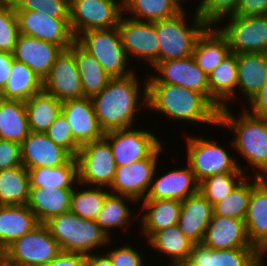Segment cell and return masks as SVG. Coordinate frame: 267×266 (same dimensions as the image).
Masks as SVG:
<instances>
[{"instance_id":"f546056e","label":"cell","mask_w":267,"mask_h":266,"mask_svg":"<svg viewBox=\"0 0 267 266\" xmlns=\"http://www.w3.org/2000/svg\"><path fill=\"white\" fill-rule=\"evenodd\" d=\"M39 224L27 205H0V246L5 250Z\"/></svg>"},{"instance_id":"60d3db41","label":"cell","mask_w":267,"mask_h":266,"mask_svg":"<svg viewBox=\"0 0 267 266\" xmlns=\"http://www.w3.org/2000/svg\"><path fill=\"white\" fill-rule=\"evenodd\" d=\"M260 180L248 174L228 196L213 205V215L245 220L252 188Z\"/></svg>"},{"instance_id":"e575fe53","label":"cell","mask_w":267,"mask_h":266,"mask_svg":"<svg viewBox=\"0 0 267 266\" xmlns=\"http://www.w3.org/2000/svg\"><path fill=\"white\" fill-rule=\"evenodd\" d=\"M27 170L30 188L73 189L78 184L76 157H71L65 164L53 168L36 167Z\"/></svg>"},{"instance_id":"c3c4849f","label":"cell","mask_w":267,"mask_h":266,"mask_svg":"<svg viewBox=\"0 0 267 266\" xmlns=\"http://www.w3.org/2000/svg\"><path fill=\"white\" fill-rule=\"evenodd\" d=\"M111 242L114 244V240L111 239L107 246V250L105 253L109 256L112 261L113 266H144L145 258H143V254L141 255L134 246L129 244H123L120 247L114 248L113 247L109 250V246ZM110 244V245H109Z\"/></svg>"},{"instance_id":"7bdbcfd3","label":"cell","mask_w":267,"mask_h":266,"mask_svg":"<svg viewBox=\"0 0 267 266\" xmlns=\"http://www.w3.org/2000/svg\"><path fill=\"white\" fill-rule=\"evenodd\" d=\"M247 176L245 172H224L199 183V192L212 204L223 200Z\"/></svg>"},{"instance_id":"ee69618b","label":"cell","mask_w":267,"mask_h":266,"mask_svg":"<svg viewBox=\"0 0 267 266\" xmlns=\"http://www.w3.org/2000/svg\"><path fill=\"white\" fill-rule=\"evenodd\" d=\"M239 0H202L195 12L207 26H217L235 15Z\"/></svg>"},{"instance_id":"7a4b0ae2","label":"cell","mask_w":267,"mask_h":266,"mask_svg":"<svg viewBox=\"0 0 267 266\" xmlns=\"http://www.w3.org/2000/svg\"><path fill=\"white\" fill-rule=\"evenodd\" d=\"M146 110L190 125L216 126L219 120V110L202 93L169 83H147Z\"/></svg>"},{"instance_id":"7dc6e473","label":"cell","mask_w":267,"mask_h":266,"mask_svg":"<svg viewBox=\"0 0 267 266\" xmlns=\"http://www.w3.org/2000/svg\"><path fill=\"white\" fill-rule=\"evenodd\" d=\"M45 134L57 145L64 148L72 157H75L80 146L74 140L70 124L61 113L50 125Z\"/></svg>"},{"instance_id":"db71d44e","label":"cell","mask_w":267,"mask_h":266,"mask_svg":"<svg viewBox=\"0 0 267 266\" xmlns=\"http://www.w3.org/2000/svg\"><path fill=\"white\" fill-rule=\"evenodd\" d=\"M14 60L13 53L0 51V92L9 79Z\"/></svg>"},{"instance_id":"8fae6325","label":"cell","mask_w":267,"mask_h":266,"mask_svg":"<svg viewBox=\"0 0 267 266\" xmlns=\"http://www.w3.org/2000/svg\"><path fill=\"white\" fill-rule=\"evenodd\" d=\"M104 139L111 147L116 167L149 158L162 145L153 130L134 126L106 132Z\"/></svg>"},{"instance_id":"681fc988","label":"cell","mask_w":267,"mask_h":266,"mask_svg":"<svg viewBox=\"0 0 267 266\" xmlns=\"http://www.w3.org/2000/svg\"><path fill=\"white\" fill-rule=\"evenodd\" d=\"M22 165L21 144L0 139V171Z\"/></svg>"},{"instance_id":"3957f363","label":"cell","mask_w":267,"mask_h":266,"mask_svg":"<svg viewBox=\"0 0 267 266\" xmlns=\"http://www.w3.org/2000/svg\"><path fill=\"white\" fill-rule=\"evenodd\" d=\"M240 111L234 115L232 109L221 108L217 127L235 134L232 148L253 167L252 176L262 177L267 172V119L251 115L244 107Z\"/></svg>"},{"instance_id":"6f0895ef","label":"cell","mask_w":267,"mask_h":266,"mask_svg":"<svg viewBox=\"0 0 267 266\" xmlns=\"http://www.w3.org/2000/svg\"><path fill=\"white\" fill-rule=\"evenodd\" d=\"M184 1V2H183ZM187 0H177V2L184 8V5L182 3H185ZM199 1V0H198ZM201 1H199L198 5L200 4Z\"/></svg>"},{"instance_id":"f6af8a7d","label":"cell","mask_w":267,"mask_h":266,"mask_svg":"<svg viewBox=\"0 0 267 266\" xmlns=\"http://www.w3.org/2000/svg\"><path fill=\"white\" fill-rule=\"evenodd\" d=\"M19 35L15 8L8 0L0 6V51L13 53Z\"/></svg>"},{"instance_id":"74e56055","label":"cell","mask_w":267,"mask_h":266,"mask_svg":"<svg viewBox=\"0 0 267 266\" xmlns=\"http://www.w3.org/2000/svg\"><path fill=\"white\" fill-rule=\"evenodd\" d=\"M29 132L24 101L0 98V139L21 143Z\"/></svg>"},{"instance_id":"91938a15","label":"cell","mask_w":267,"mask_h":266,"mask_svg":"<svg viewBox=\"0 0 267 266\" xmlns=\"http://www.w3.org/2000/svg\"><path fill=\"white\" fill-rule=\"evenodd\" d=\"M8 0H0V6L6 3Z\"/></svg>"},{"instance_id":"8992f818","label":"cell","mask_w":267,"mask_h":266,"mask_svg":"<svg viewBox=\"0 0 267 266\" xmlns=\"http://www.w3.org/2000/svg\"><path fill=\"white\" fill-rule=\"evenodd\" d=\"M186 139V159L198 183L206 178L224 172H246L251 167H242L225 145L215 142L213 138L192 135ZM245 169V170H244Z\"/></svg>"},{"instance_id":"83f0119b","label":"cell","mask_w":267,"mask_h":266,"mask_svg":"<svg viewBox=\"0 0 267 266\" xmlns=\"http://www.w3.org/2000/svg\"><path fill=\"white\" fill-rule=\"evenodd\" d=\"M236 58L237 91L240 90L238 95L243 94L247 103L257 95L267 79V53H240Z\"/></svg>"},{"instance_id":"30bf717a","label":"cell","mask_w":267,"mask_h":266,"mask_svg":"<svg viewBox=\"0 0 267 266\" xmlns=\"http://www.w3.org/2000/svg\"><path fill=\"white\" fill-rule=\"evenodd\" d=\"M75 157L78 183L85 186L110 187L116 164L111 147L104 138L81 146Z\"/></svg>"},{"instance_id":"7c38bea8","label":"cell","mask_w":267,"mask_h":266,"mask_svg":"<svg viewBox=\"0 0 267 266\" xmlns=\"http://www.w3.org/2000/svg\"><path fill=\"white\" fill-rule=\"evenodd\" d=\"M121 0H70L69 20L75 38L87 30L118 26Z\"/></svg>"},{"instance_id":"1f68e13d","label":"cell","mask_w":267,"mask_h":266,"mask_svg":"<svg viewBox=\"0 0 267 266\" xmlns=\"http://www.w3.org/2000/svg\"><path fill=\"white\" fill-rule=\"evenodd\" d=\"M129 201V202H127ZM131 204L138 203L131 197L115 195L109 193L104 199L101 210L98 212L95 222L99 227L106 233V235L113 239V230H124L123 232H128L129 222L134 221V208L130 209ZM129 203V206H128ZM133 210V211H132ZM133 214V215H132ZM132 219V220H131ZM116 228V229H115ZM112 232V233H111Z\"/></svg>"},{"instance_id":"b9f144b4","label":"cell","mask_w":267,"mask_h":266,"mask_svg":"<svg viewBox=\"0 0 267 266\" xmlns=\"http://www.w3.org/2000/svg\"><path fill=\"white\" fill-rule=\"evenodd\" d=\"M76 187H80L81 189ZM84 187L86 186L78 183L73 188L70 202V211L83 219L95 220L97 218L98 212L102 208L104 199L110 193V191L105 187Z\"/></svg>"},{"instance_id":"6da1fadb","label":"cell","mask_w":267,"mask_h":266,"mask_svg":"<svg viewBox=\"0 0 267 266\" xmlns=\"http://www.w3.org/2000/svg\"><path fill=\"white\" fill-rule=\"evenodd\" d=\"M138 79L136 72L111 78L106 87L91 98L99 125L105 133L137 127L134 125L137 124L136 115L147 109V79H144V88Z\"/></svg>"},{"instance_id":"484cf974","label":"cell","mask_w":267,"mask_h":266,"mask_svg":"<svg viewBox=\"0 0 267 266\" xmlns=\"http://www.w3.org/2000/svg\"><path fill=\"white\" fill-rule=\"evenodd\" d=\"M208 77L209 101L218 110L229 108L233 99H239L236 92L238 67L235 53L225 58Z\"/></svg>"},{"instance_id":"ba28073f","label":"cell","mask_w":267,"mask_h":266,"mask_svg":"<svg viewBox=\"0 0 267 266\" xmlns=\"http://www.w3.org/2000/svg\"><path fill=\"white\" fill-rule=\"evenodd\" d=\"M60 252L56 239L40 223L5 249V261L13 266H47Z\"/></svg>"},{"instance_id":"8d00e7d4","label":"cell","mask_w":267,"mask_h":266,"mask_svg":"<svg viewBox=\"0 0 267 266\" xmlns=\"http://www.w3.org/2000/svg\"><path fill=\"white\" fill-rule=\"evenodd\" d=\"M42 90L43 80L24 63L14 60L9 79L0 92V98L25 102Z\"/></svg>"},{"instance_id":"2e32d148","label":"cell","mask_w":267,"mask_h":266,"mask_svg":"<svg viewBox=\"0 0 267 266\" xmlns=\"http://www.w3.org/2000/svg\"><path fill=\"white\" fill-rule=\"evenodd\" d=\"M151 75L146 74L147 83H169L202 93L209 100L208 75L196 64L192 56L158 61ZM157 72V74H156Z\"/></svg>"},{"instance_id":"f907efd6","label":"cell","mask_w":267,"mask_h":266,"mask_svg":"<svg viewBox=\"0 0 267 266\" xmlns=\"http://www.w3.org/2000/svg\"><path fill=\"white\" fill-rule=\"evenodd\" d=\"M248 103L242 107H245L244 109L251 115L267 119V79L257 95Z\"/></svg>"},{"instance_id":"cb8c5ba5","label":"cell","mask_w":267,"mask_h":266,"mask_svg":"<svg viewBox=\"0 0 267 266\" xmlns=\"http://www.w3.org/2000/svg\"><path fill=\"white\" fill-rule=\"evenodd\" d=\"M213 216V205L198 191L181 202L178 227L194 244H201Z\"/></svg>"},{"instance_id":"ab89813d","label":"cell","mask_w":267,"mask_h":266,"mask_svg":"<svg viewBox=\"0 0 267 266\" xmlns=\"http://www.w3.org/2000/svg\"><path fill=\"white\" fill-rule=\"evenodd\" d=\"M184 8L177 0H124L123 14L141 21H157L176 16ZM129 13V14H128Z\"/></svg>"},{"instance_id":"ac0fdd59","label":"cell","mask_w":267,"mask_h":266,"mask_svg":"<svg viewBox=\"0 0 267 266\" xmlns=\"http://www.w3.org/2000/svg\"><path fill=\"white\" fill-rule=\"evenodd\" d=\"M164 171L156 176L157 167L147 195L143 200H177L183 201L199 191V183L188 163L186 166Z\"/></svg>"},{"instance_id":"ffe728a7","label":"cell","mask_w":267,"mask_h":266,"mask_svg":"<svg viewBox=\"0 0 267 266\" xmlns=\"http://www.w3.org/2000/svg\"><path fill=\"white\" fill-rule=\"evenodd\" d=\"M61 113L70 124L76 143L81 147L104 138L91 98L68 99L62 101Z\"/></svg>"},{"instance_id":"680465c9","label":"cell","mask_w":267,"mask_h":266,"mask_svg":"<svg viewBox=\"0 0 267 266\" xmlns=\"http://www.w3.org/2000/svg\"><path fill=\"white\" fill-rule=\"evenodd\" d=\"M261 179L267 183V172L261 177Z\"/></svg>"},{"instance_id":"4fadbf2b","label":"cell","mask_w":267,"mask_h":266,"mask_svg":"<svg viewBox=\"0 0 267 266\" xmlns=\"http://www.w3.org/2000/svg\"><path fill=\"white\" fill-rule=\"evenodd\" d=\"M164 146L161 145L149 158L133 162L129 166L116 167L114 179L108 188L110 193L131 197L140 204L147 195L154 172L160 164L159 157L165 153Z\"/></svg>"},{"instance_id":"7402d4cb","label":"cell","mask_w":267,"mask_h":266,"mask_svg":"<svg viewBox=\"0 0 267 266\" xmlns=\"http://www.w3.org/2000/svg\"><path fill=\"white\" fill-rule=\"evenodd\" d=\"M22 165L26 169L56 167L65 164L72 156L55 144L45 133L30 131L20 143Z\"/></svg>"},{"instance_id":"816d5d0a","label":"cell","mask_w":267,"mask_h":266,"mask_svg":"<svg viewBox=\"0 0 267 266\" xmlns=\"http://www.w3.org/2000/svg\"><path fill=\"white\" fill-rule=\"evenodd\" d=\"M267 14V0H239L235 15H265Z\"/></svg>"},{"instance_id":"e0dca14e","label":"cell","mask_w":267,"mask_h":266,"mask_svg":"<svg viewBox=\"0 0 267 266\" xmlns=\"http://www.w3.org/2000/svg\"><path fill=\"white\" fill-rule=\"evenodd\" d=\"M43 90L60 101L83 98L81 78L74 54L63 50L43 80Z\"/></svg>"},{"instance_id":"94428289","label":"cell","mask_w":267,"mask_h":266,"mask_svg":"<svg viewBox=\"0 0 267 266\" xmlns=\"http://www.w3.org/2000/svg\"><path fill=\"white\" fill-rule=\"evenodd\" d=\"M1 266H13V265H10L5 261Z\"/></svg>"},{"instance_id":"603a6c76","label":"cell","mask_w":267,"mask_h":266,"mask_svg":"<svg viewBox=\"0 0 267 266\" xmlns=\"http://www.w3.org/2000/svg\"><path fill=\"white\" fill-rule=\"evenodd\" d=\"M211 249L255 248L251 245L244 220L213 215L202 243Z\"/></svg>"},{"instance_id":"4dcf8cb0","label":"cell","mask_w":267,"mask_h":266,"mask_svg":"<svg viewBox=\"0 0 267 266\" xmlns=\"http://www.w3.org/2000/svg\"><path fill=\"white\" fill-rule=\"evenodd\" d=\"M73 189L30 188L27 206L33 211L39 223L70 211Z\"/></svg>"},{"instance_id":"d4e9b609","label":"cell","mask_w":267,"mask_h":266,"mask_svg":"<svg viewBox=\"0 0 267 266\" xmlns=\"http://www.w3.org/2000/svg\"><path fill=\"white\" fill-rule=\"evenodd\" d=\"M244 222L251 245L267 256V183L262 179L252 188Z\"/></svg>"},{"instance_id":"277c9868","label":"cell","mask_w":267,"mask_h":266,"mask_svg":"<svg viewBox=\"0 0 267 266\" xmlns=\"http://www.w3.org/2000/svg\"><path fill=\"white\" fill-rule=\"evenodd\" d=\"M44 224L63 252L87 255L111 240L95 220L83 219L72 211L52 217Z\"/></svg>"},{"instance_id":"4316f807","label":"cell","mask_w":267,"mask_h":266,"mask_svg":"<svg viewBox=\"0 0 267 266\" xmlns=\"http://www.w3.org/2000/svg\"><path fill=\"white\" fill-rule=\"evenodd\" d=\"M227 38L216 26H208L197 38L192 57L208 76L231 54Z\"/></svg>"},{"instance_id":"9a60e30c","label":"cell","mask_w":267,"mask_h":266,"mask_svg":"<svg viewBox=\"0 0 267 266\" xmlns=\"http://www.w3.org/2000/svg\"><path fill=\"white\" fill-rule=\"evenodd\" d=\"M15 12L20 34L53 43L64 50L75 42L69 18H53L31 10H15Z\"/></svg>"},{"instance_id":"d6a6232c","label":"cell","mask_w":267,"mask_h":266,"mask_svg":"<svg viewBox=\"0 0 267 266\" xmlns=\"http://www.w3.org/2000/svg\"><path fill=\"white\" fill-rule=\"evenodd\" d=\"M147 245L166 254L168 266H183L189 259L194 243L186 238L178 225H174L155 232L148 240Z\"/></svg>"},{"instance_id":"d590c367","label":"cell","mask_w":267,"mask_h":266,"mask_svg":"<svg viewBox=\"0 0 267 266\" xmlns=\"http://www.w3.org/2000/svg\"><path fill=\"white\" fill-rule=\"evenodd\" d=\"M30 131L45 133L62 111V101L44 90L25 102Z\"/></svg>"},{"instance_id":"11a10c76","label":"cell","mask_w":267,"mask_h":266,"mask_svg":"<svg viewBox=\"0 0 267 266\" xmlns=\"http://www.w3.org/2000/svg\"><path fill=\"white\" fill-rule=\"evenodd\" d=\"M102 253L96 252L87 254V266H113L109 256L105 252Z\"/></svg>"},{"instance_id":"9f6ffc18","label":"cell","mask_w":267,"mask_h":266,"mask_svg":"<svg viewBox=\"0 0 267 266\" xmlns=\"http://www.w3.org/2000/svg\"><path fill=\"white\" fill-rule=\"evenodd\" d=\"M5 262V250L0 246V266Z\"/></svg>"},{"instance_id":"44dd1931","label":"cell","mask_w":267,"mask_h":266,"mask_svg":"<svg viewBox=\"0 0 267 266\" xmlns=\"http://www.w3.org/2000/svg\"><path fill=\"white\" fill-rule=\"evenodd\" d=\"M64 49L50 42L20 34L13 57L28 66L40 79L48 75L52 65Z\"/></svg>"},{"instance_id":"bcb514c9","label":"cell","mask_w":267,"mask_h":266,"mask_svg":"<svg viewBox=\"0 0 267 266\" xmlns=\"http://www.w3.org/2000/svg\"><path fill=\"white\" fill-rule=\"evenodd\" d=\"M15 10H31L53 18H69L70 0H11Z\"/></svg>"},{"instance_id":"f35d334b","label":"cell","mask_w":267,"mask_h":266,"mask_svg":"<svg viewBox=\"0 0 267 266\" xmlns=\"http://www.w3.org/2000/svg\"><path fill=\"white\" fill-rule=\"evenodd\" d=\"M29 192L28 170L23 165L0 171V205H27Z\"/></svg>"},{"instance_id":"836d02e7","label":"cell","mask_w":267,"mask_h":266,"mask_svg":"<svg viewBox=\"0 0 267 266\" xmlns=\"http://www.w3.org/2000/svg\"><path fill=\"white\" fill-rule=\"evenodd\" d=\"M68 49L74 54L77 63L83 97H94L106 87L111 77L97 60L76 41Z\"/></svg>"},{"instance_id":"f5cc1de1","label":"cell","mask_w":267,"mask_h":266,"mask_svg":"<svg viewBox=\"0 0 267 266\" xmlns=\"http://www.w3.org/2000/svg\"><path fill=\"white\" fill-rule=\"evenodd\" d=\"M47 266H87V255L61 251Z\"/></svg>"},{"instance_id":"5bb4252c","label":"cell","mask_w":267,"mask_h":266,"mask_svg":"<svg viewBox=\"0 0 267 266\" xmlns=\"http://www.w3.org/2000/svg\"><path fill=\"white\" fill-rule=\"evenodd\" d=\"M122 45L129 60L132 57L146 61L152 68L159 61V39L156 35L155 21H141L122 14L117 26ZM131 56V57H130Z\"/></svg>"},{"instance_id":"52a82bcc","label":"cell","mask_w":267,"mask_h":266,"mask_svg":"<svg viewBox=\"0 0 267 266\" xmlns=\"http://www.w3.org/2000/svg\"><path fill=\"white\" fill-rule=\"evenodd\" d=\"M75 41L97 60L111 78L125 77L136 71L130 68L117 26L87 30L80 33Z\"/></svg>"},{"instance_id":"9c48e42d","label":"cell","mask_w":267,"mask_h":266,"mask_svg":"<svg viewBox=\"0 0 267 266\" xmlns=\"http://www.w3.org/2000/svg\"><path fill=\"white\" fill-rule=\"evenodd\" d=\"M218 30L227 38L232 53H267V14L232 15Z\"/></svg>"},{"instance_id":"f1b7e54d","label":"cell","mask_w":267,"mask_h":266,"mask_svg":"<svg viewBox=\"0 0 267 266\" xmlns=\"http://www.w3.org/2000/svg\"><path fill=\"white\" fill-rule=\"evenodd\" d=\"M142 210L139 212L141 218H139V226L145 240L149 239L155 232L177 225L181 201L177 200H142L140 202ZM142 224V225H141Z\"/></svg>"},{"instance_id":"5b68a950","label":"cell","mask_w":267,"mask_h":266,"mask_svg":"<svg viewBox=\"0 0 267 266\" xmlns=\"http://www.w3.org/2000/svg\"><path fill=\"white\" fill-rule=\"evenodd\" d=\"M186 7L168 19L155 21L156 35L159 39V61L192 56L197 38L208 27L194 11L191 26L188 25ZM193 23V24H192Z\"/></svg>"},{"instance_id":"d6986e66","label":"cell","mask_w":267,"mask_h":266,"mask_svg":"<svg viewBox=\"0 0 267 266\" xmlns=\"http://www.w3.org/2000/svg\"><path fill=\"white\" fill-rule=\"evenodd\" d=\"M257 248L211 249L194 244L183 266H267Z\"/></svg>"}]
</instances>
